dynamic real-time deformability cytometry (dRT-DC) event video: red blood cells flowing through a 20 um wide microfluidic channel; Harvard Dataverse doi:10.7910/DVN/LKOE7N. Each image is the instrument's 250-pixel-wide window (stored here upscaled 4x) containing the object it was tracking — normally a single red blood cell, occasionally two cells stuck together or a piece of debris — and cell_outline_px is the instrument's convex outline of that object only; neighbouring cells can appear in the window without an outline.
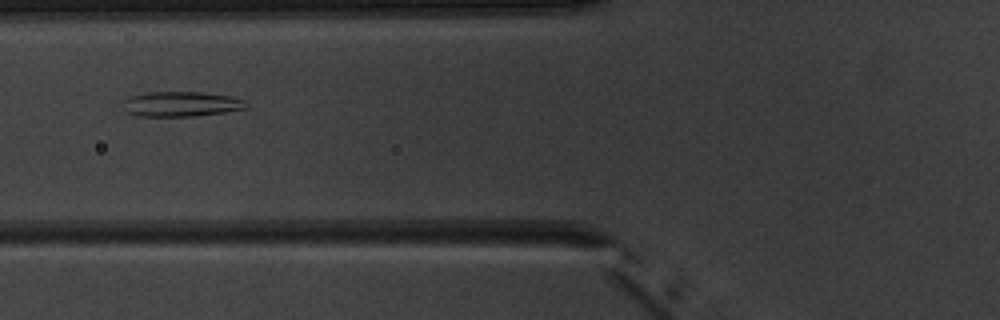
{"species": "common noctule bat (a hibernating species)", "species_latin": "Nyctalus noctula", "temperature_condition": "warm", "stored_images_in_passage": 5, "camera_frame_rate_fps": 3000, "um_per_image_px": 0.085, "animal": {"sex": "male", "body_mass_g": 20.1, "forearm_length_mm": 53.5}, "frame": {"image": 1, "passage_image": 4, "time_ms": 5.0, "image_size_px": [1000, 320], "cell_outline_px": [[248, 108], [224, 112], [192, 116], [140, 116], [128, 112], [124, 100], [132, 96], [148, 92], [200, 92], [232, 96], [244, 100]], "centroid_in_image_um": [15.46, 8.84], "position_along_channel_um": 110.3, "area_um2": 17.63}}